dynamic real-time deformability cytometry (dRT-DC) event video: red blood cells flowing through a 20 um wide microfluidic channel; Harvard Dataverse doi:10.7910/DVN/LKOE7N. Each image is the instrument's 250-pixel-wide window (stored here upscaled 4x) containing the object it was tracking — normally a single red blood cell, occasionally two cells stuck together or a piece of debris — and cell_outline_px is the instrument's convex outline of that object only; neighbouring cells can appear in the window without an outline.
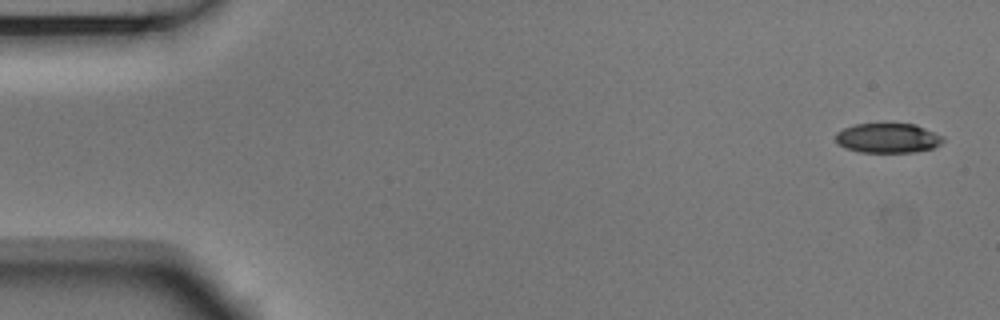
{"species": "Egyptian fruit bat (a non-hibernating species)", "species_latin": "Rousettus aegyptiacus", "temperature_condition": "room temperature", "stored_images_in_passage": 5, "camera_frame_rate_fps": 3000, "um_per_image_px": 0.085, "animal": {"sex": "male"}, "frame": {"image": 1, "passage_image": 1, "time_ms": 0.0, "image_size_px": [1000, 320], "cell_outline_px": [[944, 140], [940, 144], [932, 148], [916, 152], [860, 152], [848, 148], [840, 144], [836, 140], [836, 132], [844, 128], [856, 124], [884, 120], [916, 124], [944, 136]], "centroid_in_image_um": [75.49, 11.67], "position_along_channel_um": 9.5, "area_um2": 19.31}}
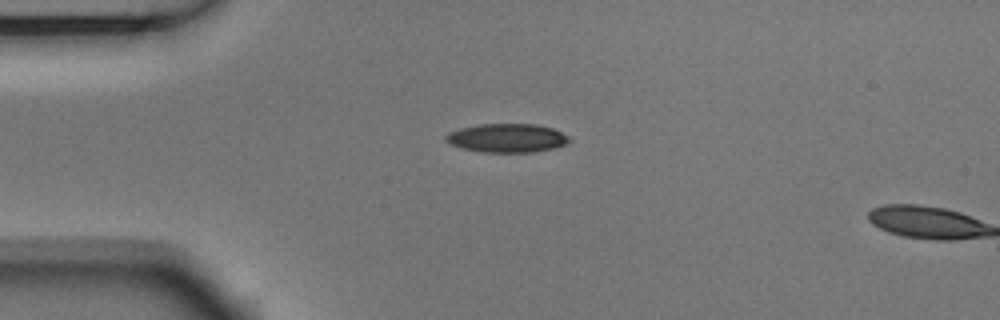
{"frame": {"image": 2, "passage_image": 4, "time_ms": 1.0, "image_size_px": [1000, 320], "cell_outline_px": [[572, 140], [568, 144], [556, 148], [532, 152], [484, 152], [460, 148], [448, 144], [444, 140], [444, 136], [448, 132], [460, 128], [480, 124], [536, 124], [552, 128], [568, 136]], "centroid_in_image_um": [43.08, 11.74], "position_along_channel_um": 41.9, "area_um2": 20.92}}